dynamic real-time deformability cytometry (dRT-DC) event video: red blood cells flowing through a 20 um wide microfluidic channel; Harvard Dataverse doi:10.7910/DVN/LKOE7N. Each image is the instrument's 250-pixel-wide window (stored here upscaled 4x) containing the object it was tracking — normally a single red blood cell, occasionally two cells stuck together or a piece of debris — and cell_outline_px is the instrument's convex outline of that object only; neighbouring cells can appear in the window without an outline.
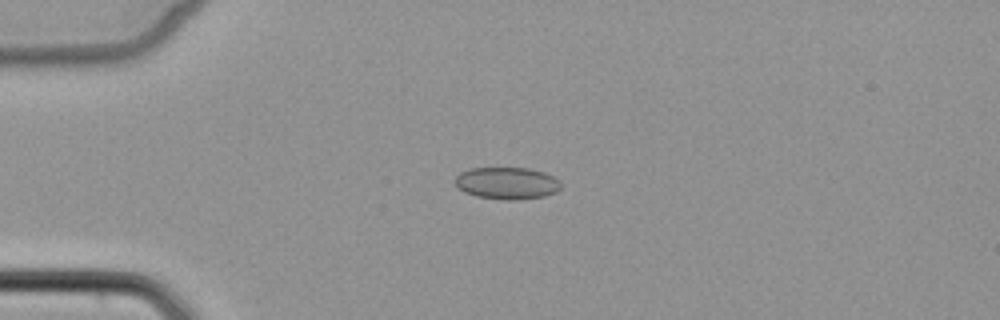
{"species": "common noctule bat (a hibernating species)", "species_latin": "Nyctalus noctula", "temperature_condition": "cold", "stored_images_in_passage": 5, "camera_frame_rate_fps": 3000, "um_per_image_px": 0.085, "animal": {"sex": "female", "body_mass_g": 22.7, "forearm_length_mm": 54.2}, "frame": {"image": 1, "passage_image": 4, "time_ms": 3.667, "image_size_px": [1000, 320], "cell_outline_px": [[560, 188], [556, 192], [544, 196], [516, 200], [504, 200], [476, 196], [464, 192], [456, 184], [456, 176], [460, 172], [468, 168], [528, 168], [544, 172], [560, 180]], "centroid_in_image_um": [43.1, 15.57], "position_along_channel_um": 41.9, "area_um2": 19.77}}